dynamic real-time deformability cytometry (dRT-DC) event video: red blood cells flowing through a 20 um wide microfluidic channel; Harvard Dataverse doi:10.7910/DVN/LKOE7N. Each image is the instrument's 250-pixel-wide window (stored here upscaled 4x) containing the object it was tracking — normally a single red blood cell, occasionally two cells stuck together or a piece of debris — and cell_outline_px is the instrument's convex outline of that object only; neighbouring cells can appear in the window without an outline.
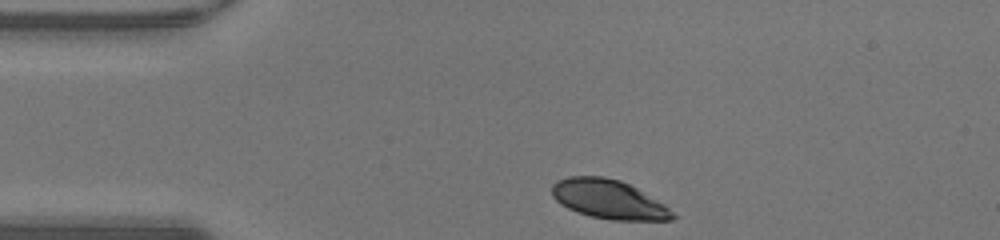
{"species": "human", "species_latin": "Homo sapiens", "temperature_condition": "warm", "stored_images_in_passage": 30, "camera_frame_rate_fps": 3000, "um_per_image_px": 0.085, "donor": {"sex": "male"}, "frame": {"image": 1, "passage_image": 1, "time_ms": 0.0, "image_size_px": [1000, 240], "cell_outline_px": [[676, 216], [672, 220], [612, 220], [592, 216], [568, 208], [560, 204], [552, 196], [552, 184], [556, 180], [568, 176], [604, 176], [620, 180], [636, 188], [664, 204]], "centroid_in_image_um": [51.71, 16.93], "position_along_channel_um": 33.3, "area_um2": 27.22}}
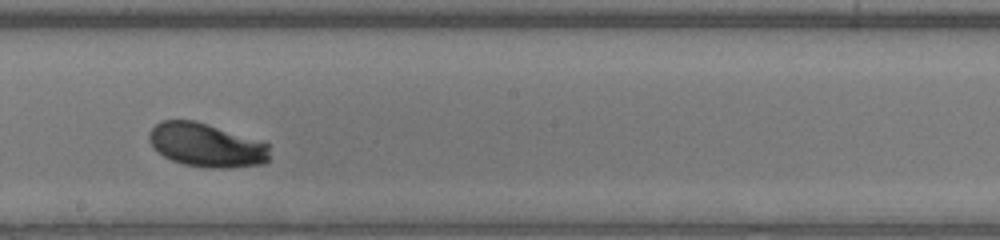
{"frame": {"image": 2, "passage_image": 18, "time_ms": 5.667, "image_size_px": [1000, 240], "cell_outline_px": [[268, 160], [264, 164], [232, 168], [204, 168], [180, 164], [156, 152], [152, 148], [148, 140], [148, 132], [160, 120], [192, 120], [208, 124], [264, 140], [268, 144]], "centroid_in_image_um": [17.53, 12.34], "position_along_channel_um": 230.7, "area_um2": 31.44}}
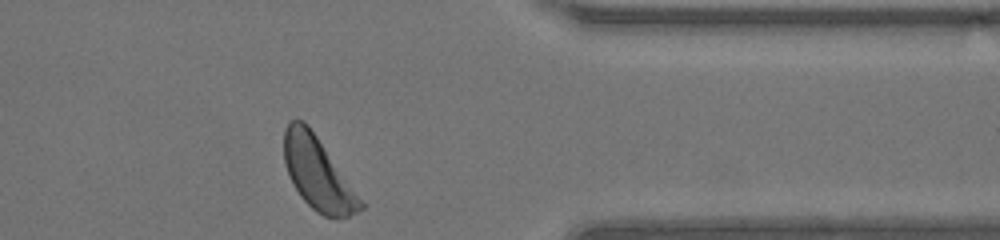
{"frame": {"image": 3, "passage_image": 30, "time_ms": 9.667, "image_size_px": [1000, 240], "cell_outline_px": [[364, 208], [348, 216], [336, 220], [324, 216], [316, 212], [300, 196], [292, 184], [284, 164], [284, 128], [292, 120], [304, 120], [308, 124], [364, 200]], "centroid_in_image_um": [27.04, 14.78], "position_along_channel_um": 384.4, "area_um2": 32.66}, "authors_computed_cell_mechanics": {"area_um2": 30.4028, "velocity_mm_per_s": 4.2649, "shape_relaxation_time_tau1_ms": 2.6712, "shape_relaxation_time_tau2_ms": null, "deformation_change_tau1": 0.154, "deformation_change_tau2": null}}